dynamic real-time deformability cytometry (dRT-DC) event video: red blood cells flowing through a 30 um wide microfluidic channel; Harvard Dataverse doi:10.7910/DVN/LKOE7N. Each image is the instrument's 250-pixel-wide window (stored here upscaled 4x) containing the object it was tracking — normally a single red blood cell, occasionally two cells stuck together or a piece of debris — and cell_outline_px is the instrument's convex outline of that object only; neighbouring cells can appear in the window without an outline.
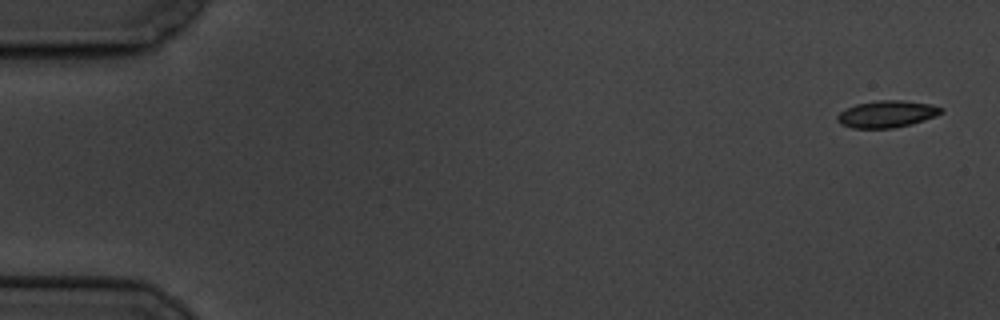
{"species": "common noctule bat (a hibernating species)", "species_latin": "Nyctalus noctula", "temperature_condition": "cold", "stored_images_in_passage": 6, "camera_frame_rate_fps": 3000, "um_per_image_px": 0.085, "animal": {"sex": "male", "body_mass_g": 19.5, "forearm_length_mm": 54.6}, "frame": {"image": 1, "passage_image": 1, "time_ms": 0.0, "image_size_px": [1000, 320], "cell_outline_px": [[944, 112], [936, 116], [912, 124], [892, 128], [852, 128], [840, 124], [836, 120], [836, 116], [840, 112], [856, 104], [876, 100], [900, 100], [928, 104], [944, 108]], "centroid_in_image_um": [75.37, 9.7], "position_along_channel_um": 9.6, "area_um2": 16.3}}
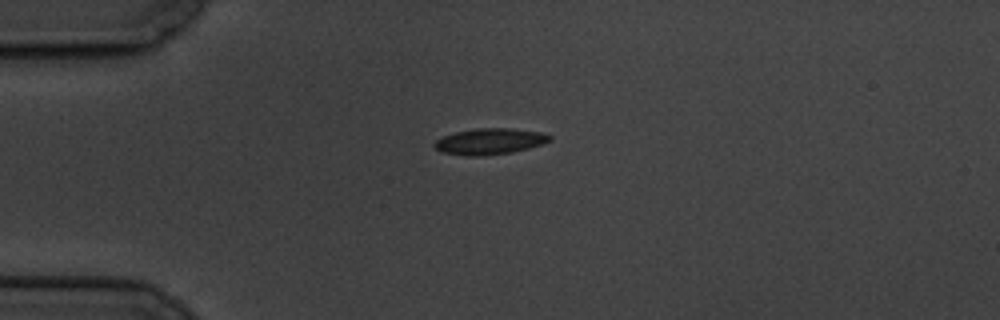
{"frame": {"image": 2, "passage_image": 4, "time_ms": 4.333, "image_size_px": [1000, 320], "cell_outline_px": [[552, 140], [528, 148], [512, 152], [480, 156], [468, 156], [440, 152], [432, 144], [436, 140], [444, 136], [456, 132], [476, 128], [512, 128], [540, 132], [552, 136]], "centroid_in_image_um": [41.61, 12.02], "position_along_channel_um": 43.4, "area_um2": 17.46}}
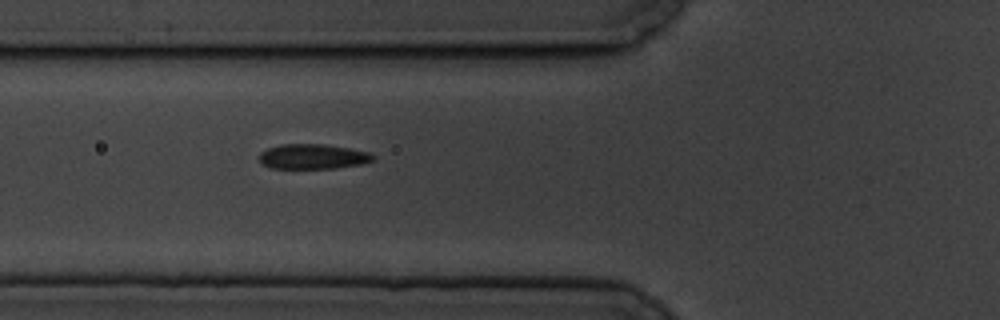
{"frame": {"image": 3, "passage_image": 6, "time_ms": 6.667, "image_size_px": [1000, 320], "cell_outline_px": [[376, 160], [364, 164], [336, 168], [268, 168], [260, 160], [260, 152], [268, 148], [280, 144], [324, 144], [348, 148], [368, 152], [376, 156]], "centroid_in_image_um": [26.64, 13.31], "position_along_channel_um": 99.2, "area_um2": 16.65}}